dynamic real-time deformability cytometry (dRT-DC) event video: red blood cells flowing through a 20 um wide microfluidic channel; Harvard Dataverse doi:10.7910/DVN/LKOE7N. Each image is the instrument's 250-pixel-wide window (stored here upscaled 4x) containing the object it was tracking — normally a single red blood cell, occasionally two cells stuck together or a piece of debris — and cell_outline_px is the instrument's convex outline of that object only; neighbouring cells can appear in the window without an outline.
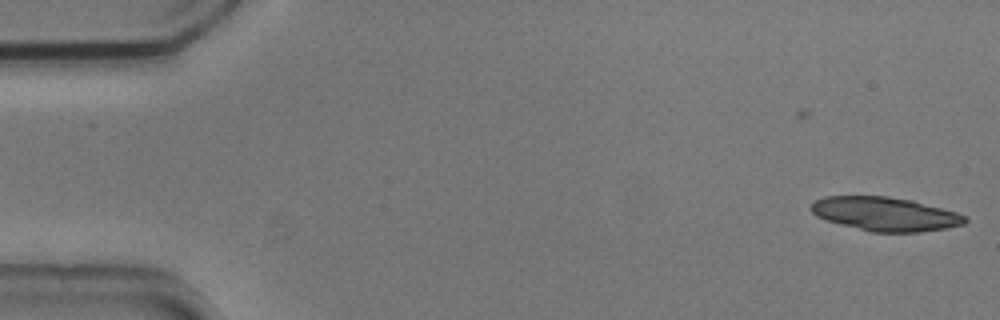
{"species": "common noctule bat (a hibernating species)", "species_latin": "Nyctalus noctula", "temperature_condition": "cold", "stored_images_in_passage": 7, "camera_frame_rate_fps": 3000, "um_per_image_px": 0.085, "animal": {"sex": "male", "body_mass_g": 20.5, "forearm_length_mm": 52.5}, "frame": {"image": 1, "passage_image": 7, "time_ms": 2.0, "image_size_px": [1000, 320], "cell_outline_px": [[968, 220], [964, 224], [944, 228], [920, 232], [872, 232], [824, 220], [816, 216], [808, 208], [816, 200], [824, 196], [888, 196], [912, 200], [956, 212], [968, 216]], "centroid_in_image_um": [75.22, 18.18], "position_along_channel_um": 9.8, "area_um2": 30.4}}